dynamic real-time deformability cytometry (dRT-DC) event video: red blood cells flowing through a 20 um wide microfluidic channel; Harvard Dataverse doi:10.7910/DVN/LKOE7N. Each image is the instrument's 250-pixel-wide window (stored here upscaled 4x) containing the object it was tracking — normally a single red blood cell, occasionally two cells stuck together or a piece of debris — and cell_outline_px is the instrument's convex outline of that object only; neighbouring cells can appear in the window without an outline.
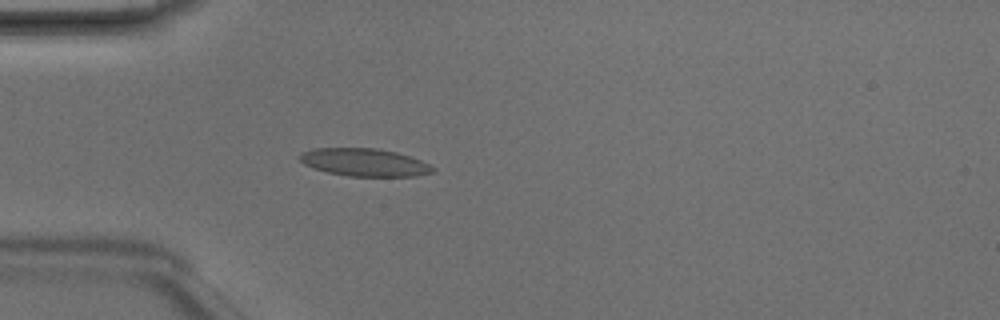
{"species": "Egyptian fruit bat (a non-hibernating species)", "species_latin": "Rousettus aegyptiacus", "temperature_condition": "room temperature", "stored_images_in_passage": 2, "camera_frame_rate_fps": 3000, "um_per_image_px": 0.085, "animal": {"sex": "male"}, "frame": {"image": 1, "passage_image": 2, "time_ms": 0.333, "image_size_px": [1000, 320], "cell_outline_px": [[436, 168], [432, 172], [416, 176], [348, 176], [328, 172], [312, 168], [304, 164], [300, 160], [300, 152], [312, 148], [376, 148], [396, 152], [420, 160]], "centroid_in_image_um": [30.94, 13.79], "position_along_channel_um": 54.1, "area_um2": 21.44}}